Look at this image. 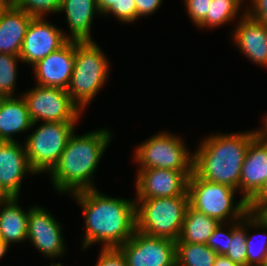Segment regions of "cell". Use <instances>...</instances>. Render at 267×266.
Masks as SVG:
<instances>
[{"label":"cell","instance_id":"10","mask_svg":"<svg viewBox=\"0 0 267 266\" xmlns=\"http://www.w3.org/2000/svg\"><path fill=\"white\" fill-rule=\"evenodd\" d=\"M118 249L127 266H176V244L171 239L152 237L136 230Z\"/></svg>","mask_w":267,"mask_h":266},{"label":"cell","instance_id":"40","mask_svg":"<svg viewBox=\"0 0 267 266\" xmlns=\"http://www.w3.org/2000/svg\"><path fill=\"white\" fill-rule=\"evenodd\" d=\"M8 96L3 93H0V109L2 108L3 103L7 100Z\"/></svg>","mask_w":267,"mask_h":266},{"label":"cell","instance_id":"26","mask_svg":"<svg viewBox=\"0 0 267 266\" xmlns=\"http://www.w3.org/2000/svg\"><path fill=\"white\" fill-rule=\"evenodd\" d=\"M243 220V222H241ZM242 220L233 221L232 240L228 251L224 256L230 258L239 266H247V248H246V215Z\"/></svg>","mask_w":267,"mask_h":266},{"label":"cell","instance_id":"19","mask_svg":"<svg viewBox=\"0 0 267 266\" xmlns=\"http://www.w3.org/2000/svg\"><path fill=\"white\" fill-rule=\"evenodd\" d=\"M65 12L71 32V41H93L91 25L95 13L99 11L97 0H60L59 13Z\"/></svg>","mask_w":267,"mask_h":266},{"label":"cell","instance_id":"4","mask_svg":"<svg viewBox=\"0 0 267 266\" xmlns=\"http://www.w3.org/2000/svg\"><path fill=\"white\" fill-rule=\"evenodd\" d=\"M95 41H75V60L67 93L81 111L108 80L109 61Z\"/></svg>","mask_w":267,"mask_h":266},{"label":"cell","instance_id":"15","mask_svg":"<svg viewBox=\"0 0 267 266\" xmlns=\"http://www.w3.org/2000/svg\"><path fill=\"white\" fill-rule=\"evenodd\" d=\"M267 180V138L260 133L246 151L241 169L239 189L248 203Z\"/></svg>","mask_w":267,"mask_h":266},{"label":"cell","instance_id":"31","mask_svg":"<svg viewBox=\"0 0 267 266\" xmlns=\"http://www.w3.org/2000/svg\"><path fill=\"white\" fill-rule=\"evenodd\" d=\"M184 3L188 16L198 26L206 18L211 0H184Z\"/></svg>","mask_w":267,"mask_h":266},{"label":"cell","instance_id":"2","mask_svg":"<svg viewBox=\"0 0 267 266\" xmlns=\"http://www.w3.org/2000/svg\"><path fill=\"white\" fill-rule=\"evenodd\" d=\"M111 137V132L104 128L80 136L73 133L57 164L49 172L56 191L74 194L96 189L92 176Z\"/></svg>","mask_w":267,"mask_h":266},{"label":"cell","instance_id":"21","mask_svg":"<svg viewBox=\"0 0 267 266\" xmlns=\"http://www.w3.org/2000/svg\"><path fill=\"white\" fill-rule=\"evenodd\" d=\"M18 198L0 204V239L8 246L27 241L29 210L26 212L19 206Z\"/></svg>","mask_w":267,"mask_h":266},{"label":"cell","instance_id":"8","mask_svg":"<svg viewBox=\"0 0 267 266\" xmlns=\"http://www.w3.org/2000/svg\"><path fill=\"white\" fill-rule=\"evenodd\" d=\"M181 137L162 132L150 137L135 150L138 169H171L193 172L194 154L187 150Z\"/></svg>","mask_w":267,"mask_h":266},{"label":"cell","instance_id":"13","mask_svg":"<svg viewBox=\"0 0 267 266\" xmlns=\"http://www.w3.org/2000/svg\"><path fill=\"white\" fill-rule=\"evenodd\" d=\"M61 232L60 223L45 208L35 205L29 208L27 240L43 256L54 259L65 253V240Z\"/></svg>","mask_w":267,"mask_h":266},{"label":"cell","instance_id":"24","mask_svg":"<svg viewBox=\"0 0 267 266\" xmlns=\"http://www.w3.org/2000/svg\"><path fill=\"white\" fill-rule=\"evenodd\" d=\"M176 266H213L218 254L206 244L175 242Z\"/></svg>","mask_w":267,"mask_h":266},{"label":"cell","instance_id":"9","mask_svg":"<svg viewBox=\"0 0 267 266\" xmlns=\"http://www.w3.org/2000/svg\"><path fill=\"white\" fill-rule=\"evenodd\" d=\"M35 86L22 95L34 124L40 120L77 122L80 119L82 111L71 100V96L65 89Z\"/></svg>","mask_w":267,"mask_h":266},{"label":"cell","instance_id":"30","mask_svg":"<svg viewBox=\"0 0 267 266\" xmlns=\"http://www.w3.org/2000/svg\"><path fill=\"white\" fill-rule=\"evenodd\" d=\"M226 223H220L219 226L213 231L209 237L206 245L213 249L218 255H224L228 249L232 240V225L228 227V231H223Z\"/></svg>","mask_w":267,"mask_h":266},{"label":"cell","instance_id":"35","mask_svg":"<svg viewBox=\"0 0 267 266\" xmlns=\"http://www.w3.org/2000/svg\"><path fill=\"white\" fill-rule=\"evenodd\" d=\"M138 18L153 14L162 4V0H135Z\"/></svg>","mask_w":267,"mask_h":266},{"label":"cell","instance_id":"43","mask_svg":"<svg viewBox=\"0 0 267 266\" xmlns=\"http://www.w3.org/2000/svg\"><path fill=\"white\" fill-rule=\"evenodd\" d=\"M53 266H62V264H61V263H59V262H58V263H56V264H55V263H53Z\"/></svg>","mask_w":267,"mask_h":266},{"label":"cell","instance_id":"33","mask_svg":"<svg viewBox=\"0 0 267 266\" xmlns=\"http://www.w3.org/2000/svg\"><path fill=\"white\" fill-rule=\"evenodd\" d=\"M251 7L245 13L250 18L267 26V0H251Z\"/></svg>","mask_w":267,"mask_h":266},{"label":"cell","instance_id":"16","mask_svg":"<svg viewBox=\"0 0 267 266\" xmlns=\"http://www.w3.org/2000/svg\"><path fill=\"white\" fill-rule=\"evenodd\" d=\"M26 173L36 175L29 163L25 146L17 141H0V183L12 197H19Z\"/></svg>","mask_w":267,"mask_h":266},{"label":"cell","instance_id":"39","mask_svg":"<svg viewBox=\"0 0 267 266\" xmlns=\"http://www.w3.org/2000/svg\"><path fill=\"white\" fill-rule=\"evenodd\" d=\"M264 125H263V128H259L260 129V132L267 138V115L264 119Z\"/></svg>","mask_w":267,"mask_h":266},{"label":"cell","instance_id":"3","mask_svg":"<svg viewBox=\"0 0 267 266\" xmlns=\"http://www.w3.org/2000/svg\"><path fill=\"white\" fill-rule=\"evenodd\" d=\"M260 133L256 129L208 136L193 153V172L203 180L225 184L239 191L246 151Z\"/></svg>","mask_w":267,"mask_h":266},{"label":"cell","instance_id":"41","mask_svg":"<svg viewBox=\"0 0 267 266\" xmlns=\"http://www.w3.org/2000/svg\"><path fill=\"white\" fill-rule=\"evenodd\" d=\"M259 214L267 221V205L259 212Z\"/></svg>","mask_w":267,"mask_h":266},{"label":"cell","instance_id":"12","mask_svg":"<svg viewBox=\"0 0 267 266\" xmlns=\"http://www.w3.org/2000/svg\"><path fill=\"white\" fill-rule=\"evenodd\" d=\"M137 172V199L181 196L187 191L188 178L193 173L162 168L139 169Z\"/></svg>","mask_w":267,"mask_h":266},{"label":"cell","instance_id":"25","mask_svg":"<svg viewBox=\"0 0 267 266\" xmlns=\"http://www.w3.org/2000/svg\"><path fill=\"white\" fill-rule=\"evenodd\" d=\"M243 0H211L206 18L197 26L200 29L219 27L236 18Z\"/></svg>","mask_w":267,"mask_h":266},{"label":"cell","instance_id":"17","mask_svg":"<svg viewBox=\"0 0 267 266\" xmlns=\"http://www.w3.org/2000/svg\"><path fill=\"white\" fill-rule=\"evenodd\" d=\"M239 19L231 34L234 43L248 59L267 68V26L245 13Z\"/></svg>","mask_w":267,"mask_h":266},{"label":"cell","instance_id":"20","mask_svg":"<svg viewBox=\"0 0 267 266\" xmlns=\"http://www.w3.org/2000/svg\"><path fill=\"white\" fill-rule=\"evenodd\" d=\"M34 125L23 97H8L0 109V141H16L12 135Z\"/></svg>","mask_w":267,"mask_h":266},{"label":"cell","instance_id":"7","mask_svg":"<svg viewBox=\"0 0 267 266\" xmlns=\"http://www.w3.org/2000/svg\"><path fill=\"white\" fill-rule=\"evenodd\" d=\"M24 142L29 163L36 174L50 172L57 164L78 122H43Z\"/></svg>","mask_w":267,"mask_h":266},{"label":"cell","instance_id":"23","mask_svg":"<svg viewBox=\"0 0 267 266\" xmlns=\"http://www.w3.org/2000/svg\"><path fill=\"white\" fill-rule=\"evenodd\" d=\"M258 227L267 231V221L259 213L246 214V248H247V266H267V233L261 234L264 239L255 243L254 237L250 236L248 227ZM266 233V236L264 235ZM249 234V235H248ZM258 237V236H257ZM257 246V247H256Z\"/></svg>","mask_w":267,"mask_h":266},{"label":"cell","instance_id":"22","mask_svg":"<svg viewBox=\"0 0 267 266\" xmlns=\"http://www.w3.org/2000/svg\"><path fill=\"white\" fill-rule=\"evenodd\" d=\"M219 224L220 222L217 219L188 206L180 237L175 242L206 244Z\"/></svg>","mask_w":267,"mask_h":266},{"label":"cell","instance_id":"32","mask_svg":"<svg viewBox=\"0 0 267 266\" xmlns=\"http://www.w3.org/2000/svg\"><path fill=\"white\" fill-rule=\"evenodd\" d=\"M96 266H127V262L118 248H102Z\"/></svg>","mask_w":267,"mask_h":266},{"label":"cell","instance_id":"5","mask_svg":"<svg viewBox=\"0 0 267 266\" xmlns=\"http://www.w3.org/2000/svg\"><path fill=\"white\" fill-rule=\"evenodd\" d=\"M136 230L152 237L177 241L183 227L188 192L167 198L135 199Z\"/></svg>","mask_w":267,"mask_h":266},{"label":"cell","instance_id":"37","mask_svg":"<svg viewBox=\"0 0 267 266\" xmlns=\"http://www.w3.org/2000/svg\"><path fill=\"white\" fill-rule=\"evenodd\" d=\"M12 196L4 189L0 183V204L9 201Z\"/></svg>","mask_w":267,"mask_h":266},{"label":"cell","instance_id":"29","mask_svg":"<svg viewBox=\"0 0 267 266\" xmlns=\"http://www.w3.org/2000/svg\"><path fill=\"white\" fill-rule=\"evenodd\" d=\"M18 9L34 18H44L47 13H59L60 0H10Z\"/></svg>","mask_w":267,"mask_h":266},{"label":"cell","instance_id":"27","mask_svg":"<svg viewBox=\"0 0 267 266\" xmlns=\"http://www.w3.org/2000/svg\"><path fill=\"white\" fill-rule=\"evenodd\" d=\"M97 5L101 15L111 13L125 24L137 20L135 0H97Z\"/></svg>","mask_w":267,"mask_h":266},{"label":"cell","instance_id":"42","mask_svg":"<svg viewBox=\"0 0 267 266\" xmlns=\"http://www.w3.org/2000/svg\"><path fill=\"white\" fill-rule=\"evenodd\" d=\"M8 0H0V9L4 6V4L7 2Z\"/></svg>","mask_w":267,"mask_h":266},{"label":"cell","instance_id":"6","mask_svg":"<svg viewBox=\"0 0 267 266\" xmlns=\"http://www.w3.org/2000/svg\"><path fill=\"white\" fill-rule=\"evenodd\" d=\"M236 191L228 185L203 180L194 172L188 178L189 206L220 223L242 220L248 213V203L243 198L234 205Z\"/></svg>","mask_w":267,"mask_h":266},{"label":"cell","instance_id":"28","mask_svg":"<svg viewBox=\"0 0 267 266\" xmlns=\"http://www.w3.org/2000/svg\"><path fill=\"white\" fill-rule=\"evenodd\" d=\"M19 56L0 53V93L8 97H14L17 78V61Z\"/></svg>","mask_w":267,"mask_h":266},{"label":"cell","instance_id":"18","mask_svg":"<svg viewBox=\"0 0 267 266\" xmlns=\"http://www.w3.org/2000/svg\"><path fill=\"white\" fill-rule=\"evenodd\" d=\"M34 17L10 0L0 9V53L19 56L27 28Z\"/></svg>","mask_w":267,"mask_h":266},{"label":"cell","instance_id":"1","mask_svg":"<svg viewBox=\"0 0 267 266\" xmlns=\"http://www.w3.org/2000/svg\"><path fill=\"white\" fill-rule=\"evenodd\" d=\"M71 196L84 213L83 249L98 242L104 249L119 248L136 231L135 199L108 197L97 189L79 191Z\"/></svg>","mask_w":267,"mask_h":266},{"label":"cell","instance_id":"38","mask_svg":"<svg viewBox=\"0 0 267 266\" xmlns=\"http://www.w3.org/2000/svg\"><path fill=\"white\" fill-rule=\"evenodd\" d=\"M10 246H8L6 243H4L1 239H0V258H3V256L6 254V251H8V248Z\"/></svg>","mask_w":267,"mask_h":266},{"label":"cell","instance_id":"11","mask_svg":"<svg viewBox=\"0 0 267 266\" xmlns=\"http://www.w3.org/2000/svg\"><path fill=\"white\" fill-rule=\"evenodd\" d=\"M70 40L61 29L45 18H33L27 28L19 57L22 62L35 65L50 53L64 46Z\"/></svg>","mask_w":267,"mask_h":266},{"label":"cell","instance_id":"34","mask_svg":"<svg viewBox=\"0 0 267 266\" xmlns=\"http://www.w3.org/2000/svg\"><path fill=\"white\" fill-rule=\"evenodd\" d=\"M267 205V180L259 192L248 202V212L259 213Z\"/></svg>","mask_w":267,"mask_h":266},{"label":"cell","instance_id":"36","mask_svg":"<svg viewBox=\"0 0 267 266\" xmlns=\"http://www.w3.org/2000/svg\"><path fill=\"white\" fill-rule=\"evenodd\" d=\"M213 266H239L234 263L230 258L224 255H218Z\"/></svg>","mask_w":267,"mask_h":266},{"label":"cell","instance_id":"14","mask_svg":"<svg viewBox=\"0 0 267 266\" xmlns=\"http://www.w3.org/2000/svg\"><path fill=\"white\" fill-rule=\"evenodd\" d=\"M75 41L69 40L57 51L33 65L37 85L67 89L73 72Z\"/></svg>","mask_w":267,"mask_h":266}]
</instances>
